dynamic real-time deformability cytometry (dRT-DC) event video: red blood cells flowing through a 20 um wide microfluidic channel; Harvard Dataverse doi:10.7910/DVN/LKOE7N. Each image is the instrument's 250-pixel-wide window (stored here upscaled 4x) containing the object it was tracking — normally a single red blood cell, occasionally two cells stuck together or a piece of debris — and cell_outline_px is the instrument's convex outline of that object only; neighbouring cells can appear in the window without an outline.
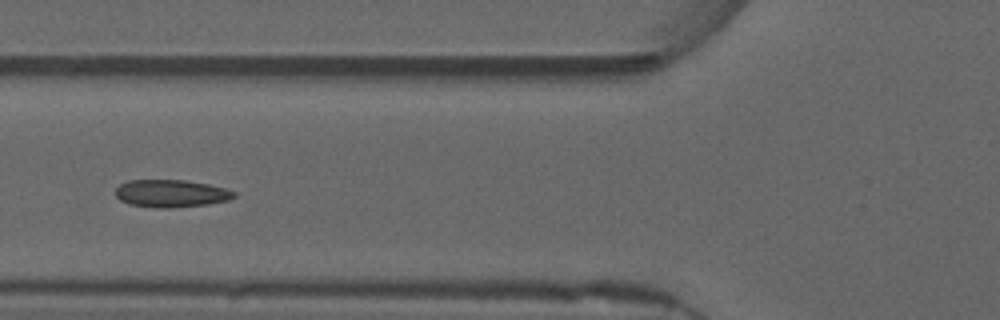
{"species": "common noctule bat (a hibernating species)", "species_latin": "Nyctalus noctula", "temperature_condition": "warm", "stored_images_in_passage": 39, "camera_frame_rate_fps": 3000, "um_per_image_px": 0.085, "animal": {"sex": "male", "forearm_length_mm": 52.5}, "frame": {"image": 1, "passage_image": 6, "time_ms": 1.667, "image_size_px": [1000, 320], "cell_outline_px": [[236, 196], [228, 200], [208, 204], [172, 208], [160, 208], [128, 204], [120, 200], [116, 196], [116, 188], [120, 184], [128, 180], [184, 180], [208, 184], [224, 188], [236, 192]], "centroid_in_image_um": [14.53, 16.44], "position_along_channel_um": 111.3, "area_um2": 19.02}, "authors_computed_cell_mechanics": {"area_um2": 18.2648, "velocity_mm_per_s": 3.7194, "shape_relaxation_time_tau1_ms": 8.0378, "shape_relaxation_time_tau2_ms": 1.598, "deformation_change_tau1": 0.1417, "deformation_change_tau2": 0.0709}}